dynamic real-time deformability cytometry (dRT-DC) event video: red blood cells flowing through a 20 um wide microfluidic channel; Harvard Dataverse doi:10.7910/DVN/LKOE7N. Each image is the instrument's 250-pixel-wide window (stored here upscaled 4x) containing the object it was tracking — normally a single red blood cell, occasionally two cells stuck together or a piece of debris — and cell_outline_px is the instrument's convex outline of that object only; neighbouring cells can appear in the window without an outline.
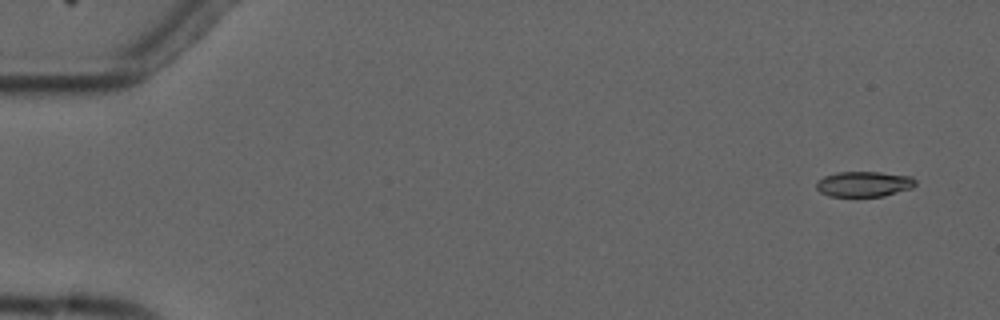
{"species": "common noctule bat (a hibernating species)", "species_latin": "Nyctalus noctula", "temperature_condition": "cold", "stored_images_in_passage": 5, "camera_frame_rate_fps": 3000, "um_per_image_px": 0.085, "animal": {"sex": "male", "forearm_length_mm": 52.5}, "frame": {"image": 1, "passage_image": 1, "time_ms": 0.0, "image_size_px": [1000, 320], "cell_outline_px": [[916, 184], [912, 188], [884, 196], [828, 196], [820, 192], [816, 188], [816, 180], [824, 176], [836, 172], [880, 172], [912, 176], [916, 180]], "centroid_in_image_um": [73.42, 15.63], "position_along_channel_um": 11.6, "area_um2": 14.8}}
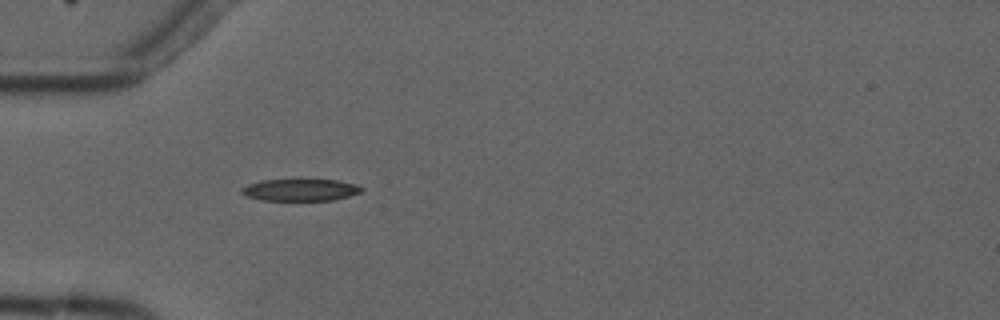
{"frame": {"image": 2, "passage_image": 5, "time_ms": 4.667, "image_size_px": [1000, 320], "cell_outline_px": [[364, 188], [360, 192], [348, 196], [332, 200], [260, 200], [244, 196], [240, 192], [240, 188], [248, 184], [264, 180], [336, 180], [356, 184]], "centroid_in_image_um": [25.48, 16.14], "position_along_channel_um": 59.5, "area_um2": 15.26}}